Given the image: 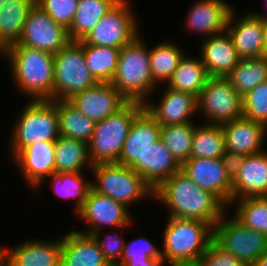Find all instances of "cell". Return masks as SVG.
I'll return each mask as SVG.
<instances>
[{
  "instance_id": "46",
  "label": "cell",
  "mask_w": 267,
  "mask_h": 266,
  "mask_svg": "<svg viewBox=\"0 0 267 266\" xmlns=\"http://www.w3.org/2000/svg\"><path fill=\"white\" fill-rule=\"evenodd\" d=\"M9 249L0 247V266H8Z\"/></svg>"
},
{
  "instance_id": "4",
  "label": "cell",
  "mask_w": 267,
  "mask_h": 266,
  "mask_svg": "<svg viewBox=\"0 0 267 266\" xmlns=\"http://www.w3.org/2000/svg\"><path fill=\"white\" fill-rule=\"evenodd\" d=\"M167 220L161 250L165 265L199 261L213 241V226L197 219Z\"/></svg>"
},
{
  "instance_id": "23",
  "label": "cell",
  "mask_w": 267,
  "mask_h": 266,
  "mask_svg": "<svg viewBox=\"0 0 267 266\" xmlns=\"http://www.w3.org/2000/svg\"><path fill=\"white\" fill-rule=\"evenodd\" d=\"M267 194V149L245 157L239 173L232 181L233 200L261 197Z\"/></svg>"
},
{
  "instance_id": "29",
  "label": "cell",
  "mask_w": 267,
  "mask_h": 266,
  "mask_svg": "<svg viewBox=\"0 0 267 266\" xmlns=\"http://www.w3.org/2000/svg\"><path fill=\"white\" fill-rule=\"evenodd\" d=\"M120 0H78L77 12L68 28L71 41L83 40L99 20Z\"/></svg>"
},
{
  "instance_id": "28",
  "label": "cell",
  "mask_w": 267,
  "mask_h": 266,
  "mask_svg": "<svg viewBox=\"0 0 267 266\" xmlns=\"http://www.w3.org/2000/svg\"><path fill=\"white\" fill-rule=\"evenodd\" d=\"M55 172H84L86 166L93 167L88 143L59 136L55 141Z\"/></svg>"
},
{
  "instance_id": "13",
  "label": "cell",
  "mask_w": 267,
  "mask_h": 266,
  "mask_svg": "<svg viewBox=\"0 0 267 266\" xmlns=\"http://www.w3.org/2000/svg\"><path fill=\"white\" fill-rule=\"evenodd\" d=\"M70 41L68 29L55 22L35 4L28 14L20 40L14 45L27 46L54 55Z\"/></svg>"
},
{
  "instance_id": "12",
  "label": "cell",
  "mask_w": 267,
  "mask_h": 266,
  "mask_svg": "<svg viewBox=\"0 0 267 266\" xmlns=\"http://www.w3.org/2000/svg\"><path fill=\"white\" fill-rule=\"evenodd\" d=\"M76 215L79 220L88 225L85 230L78 232L91 236L98 231H103L105 227L115 228L114 230L129 228L133 222L131 212L126 206L93 188Z\"/></svg>"
},
{
  "instance_id": "5",
  "label": "cell",
  "mask_w": 267,
  "mask_h": 266,
  "mask_svg": "<svg viewBox=\"0 0 267 266\" xmlns=\"http://www.w3.org/2000/svg\"><path fill=\"white\" fill-rule=\"evenodd\" d=\"M16 119L9 142L12 159L25 147L60 136L57 100H30Z\"/></svg>"
},
{
  "instance_id": "3",
  "label": "cell",
  "mask_w": 267,
  "mask_h": 266,
  "mask_svg": "<svg viewBox=\"0 0 267 266\" xmlns=\"http://www.w3.org/2000/svg\"><path fill=\"white\" fill-rule=\"evenodd\" d=\"M110 83L127 101L142 103L149 101L159 87L150 71L149 46L141 35L120 49L117 70Z\"/></svg>"
},
{
  "instance_id": "37",
  "label": "cell",
  "mask_w": 267,
  "mask_h": 266,
  "mask_svg": "<svg viewBox=\"0 0 267 266\" xmlns=\"http://www.w3.org/2000/svg\"><path fill=\"white\" fill-rule=\"evenodd\" d=\"M195 127L193 122L161 126L160 138L180 165L190 159Z\"/></svg>"
},
{
  "instance_id": "6",
  "label": "cell",
  "mask_w": 267,
  "mask_h": 266,
  "mask_svg": "<svg viewBox=\"0 0 267 266\" xmlns=\"http://www.w3.org/2000/svg\"><path fill=\"white\" fill-rule=\"evenodd\" d=\"M144 109V103L128 101L115 114L97 121L89 156L93 164L117 163L134 118Z\"/></svg>"
},
{
  "instance_id": "35",
  "label": "cell",
  "mask_w": 267,
  "mask_h": 266,
  "mask_svg": "<svg viewBox=\"0 0 267 266\" xmlns=\"http://www.w3.org/2000/svg\"><path fill=\"white\" fill-rule=\"evenodd\" d=\"M225 148L224 133L219 124H197L190 158H221Z\"/></svg>"
},
{
  "instance_id": "34",
  "label": "cell",
  "mask_w": 267,
  "mask_h": 266,
  "mask_svg": "<svg viewBox=\"0 0 267 266\" xmlns=\"http://www.w3.org/2000/svg\"><path fill=\"white\" fill-rule=\"evenodd\" d=\"M120 49L86 44L83 54L87 67L99 83H110L116 73Z\"/></svg>"
},
{
  "instance_id": "47",
  "label": "cell",
  "mask_w": 267,
  "mask_h": 266,
  "mask_svg": "<svg viewBox=\"0 0 267 266\" xmlns=\"http://www.w3.org/2000/svg\"><path fill=\"white\" fill-rule=\"evenodd\" d=\"M263 26L264 35V56H267V18H260Z\"/></svg>"
},
{
  "instance_id": "8",
  "label": "cell",
  "mask_w": 267,
  "mask_h": 266,
  "mask_svg": "<svg viewBox=\"0 0 267 266\" xmlns=\"http://www.w3.org/2000/svg\"><path fill=\"white\" fill-rule=\"evenodd\" d=\"M98 83L87 67L83 40L70 41L54 54L53 100H67Z\"/></svg>"
},
{
  "instance_id": "36",
  "label": "cell",
  "mask_w": 267,
  "mask_h": 266,
  "mask_svg": "<svg viewBox=\"0 0 267 266\" xmlns=\"http://www.w3.org/2000/svg\"><path fill=\"white\" fill-rule=\"evenodd\" d=\"M48 179H51L55 194L64 199H75V213H78L92 188V180H85L82 172H54L43 182Z\"/></svg>"
},
{
  "instance_id": "51",
  "label": "cell",
  "mask_w": 267,
  "mask_h": 266,
  "mask_svg": "<svg viewBox=\"0 0 267 266\" xmlns=\"http://www.w3.org/2000/svg\"><path fill=\"white\" fill-rule=\"evenodd\" d=\"M8 0H0V6Z\"/></svg>"
},
{
  "instance_id": "16",
  "label": "cell",
  "mask_w": 267,
  "mask_h": 266,
  "mask_svg": "<svg viewBox=\"0 0 267 266\" xmlns=\"http://www.w3.org/2000/svg\"><path fill=\"white\" fill-rule=\"evenodd\" d=\"M67 101L96 122L115 114L128 102L111 83H98L75 93Z\"/></svg>"
},
{
  "instance_id": "44",
  "label": "cell",
  "mask_w": 267,
  "mask_h": 266,
  "mask_svg": "<svg viewBox=\"0 0 267 266\" xmlns=\"http://www.w3.org/2000/svg\"><path fill=\"white\" fill-rule=\"evenodd\" d=\"M245 157V155L231 150H225L223 155L221 156L224 169L231 181H233L239 173Z\"/></svg>"
},
{
  "instance_id": "25",
  "label": "cell",
  "mask_w": 267,
  "mask_h": 266,
  "mask_svg": "<svg viewBox=\"0 0 267 266\" xmlns=\"http://www.w3.org/2000/svg\"><path fill=\"white\" fill-rule=\"evenodd\" d=\"M60 266H110L93 236L75 230L62 236Z\"/></svg>"
},
{
  "instance_id": "32",
  "label": "cell",
  "mask_w": 267,
  "mask_h": 266,
  "mask_svg": "<svg viewBox=\"0 0 267 266\" xmlns=\"http://www.w3.org/2000/svg\"><path fill=\"white\" fill-rule=\"evenodd\" d=\"M185 52L172 41H162L149 48L150 71L154 83L166 85L177 69Z\"/></svg>"
},
{
  "instance_id": "15",
  "label": "cell",
  "mask_w": 267,
  "mask_h": 266,
  "mask_svg": "<svg viewBox=\"0 0 267 266\" xmlns=\"http://www.w3.org/2000/svg\"><path fill=\"white\" fill-rule=\"evenodd\" d=\"M181 171L197 186L216 196L227 208L232 205V181L221 158H190L181 165Z\"/></svg>"
},
{
  "instance_id": "38",
  "label": "cell",
  "mask_w": 267,
  "mask_h": 266,
  "mask_svg": "<svg viewBox=\"0 0 267 266\" xmlns=\"http://www.w3.org/2000/svg\"><path fill=\"white\" fill-rule=\"evenodd\" d=\"M236 210L233 215L244 226L258 231L267 237V198L247 197L233 200Z\"/></svg>"
},
{
  "instance_id": "26",
  "label": "cell",
  "mask_w": 267,
  "mask_h": 266,
  "mask_svg": "<svg viewBox=\"0 0 267 266\" xmlns=\"http://www.w3.org/2000/svg\"><path fill=\"white\" fill-rule=\"evenodd\" d=\"M36 0H8L0 6V55L18 43L24 24Z\"/></svg>"
},
{
  "instance_id": "24",
  "label": "cell",
  "mask_w": 267,
  "mask_h": 266,
  "mask_svg": "<svg viewBox=\"0 0 267 266\" xmlns=\"http://www.w3.org/2000/svg\"><path fill=\"white\" fill-rule=\"evenodd\" d=\"M8 249V266H60L62 236L48 241L26 239Z\"/></svg>"
},
{
  "instance_id": "41",
  "label": "cell",
  "mask_w": 267,
  "mask_h": 266,
  "mask_svg": "<svg viewBox=\"0 0 267 266\" xmlns=\"http://www.w3.org/2000/svg\"><path fill=\"white\" fill-rule=\"evenodd\" d=\"M36 4L55 22L68 29L77 12L78 0H36Z\"/></svg>"
},
{
  "instance_id": "30",
  "label": "cell",
  "mask_w": 267,
  "mask_h": 266,
  "mask_svg": "<svg viewBox=\"0 0 267 266\" xmlns=\"http://www.w3.org/2000/svg\"><path fill=\"white\" fill-rule=\"evenodd\" d=\"M209 78L200 56L195 59L185 54L166 86L198 97Z\"/></svg>"
},
{
  "instance_id": "9",
  "label": "cell",
  "mask_w": 267,
  "mask_h": 266,
  "mask_svg": "<svg viewBox=\"0 0 267 266\" xmlns=\"http://www.w3.org/2000/svg\"><path fill=\"white\" fill-rule=\"evenodd\" d=\"M226 217L224 213L213 226V241L245 266H251L267 251V237L244 226L234 216Z\"/></svg>"
},
{
  "instance_id": "11",
  "label": "cell",
  "mask_w": 267,
  "mask_h": 266,
  "mask_svg": "<svg viewBox=\"0 0 267 266\" xmlns=\"http://www.w3.org/2000/svg\"><path fill=\"white\" fill-rule=\"evenodd\" d=\"M197 111L207 124H223L243 116L242 97L226 78L210 77L197 97Z\"/></svg>"
},
{
  "instance_id": "20",
  "label": "cell",
  "mask_w": 267,
  "mask_h": 266,
  "mask_svg": "<svg viewBox=\"0 0 267 266\" xmlns=\"http://www.w3.org/2000/svg\"><path fill=\"white\" fill-rule=\"evenodd\" d=\"M233 9L231 4L224 0L194 1L193 6L189 8L185 26L193 33H200L203 39L225 32Z\"/></svg>"
},
{
  "instance_id": "42",
  "label": "cell",
  "mask_w": 267,
  "mask_h": 266,
  "mask_svg": "<svg viewBox=\"0 0 267 266\" xmlns=\"http://www.w3.org/2000/svg\"><path fill=\"white\" fill-rule=\"evenodd\" d=\"M101 233L102 230L94 233L92 236L99 244L100 250L108 264L110 266H116L123 253L124 238L114 232L113 234L107 232V236L101 235Z\"/></svg>"
},
{
  "instance_id": "27",
  "label": "cell",
  "mask_w": 267,
  "mask_h": 266,
  "mask_svg": "<svg viewBox=\"0 0 267 266\" xmlns=\"http://www.w3.org/2000/svg\"><path fill=\"white\" fill-rule=\"evenodd\" d=\"M181 170V165L159 138L143 156V179L155 190L164 180Z\"/></svg>"
},
{
  "instance_id": "19",
  "label": "cell",
  "mask_w": 267,
  "mask_h": 266,
  "mask_svg": "<svg viewBox=\"0 0 267 266\" xmlns=\"http://www.w3.org/2000/svg\"><path fill=\"white\" fill-rule=\"evenodd\" d=\"M161 100L156 104L144 103V109L160 126L193 122L192 114L197 112V97L191 93L173 90L166 85Z\"/></svg>"
},
{
  "instance_id": "22",
  "label": "cell",
  "mask_w": 267,
  "mask_h": 266,
  "mask_svg": "<svg viewBox=\"0 0 267 266\" xmlns=\"http://www.w3.org/2000/svg\"><path fill=\"white\" fill-rule=\"evenodd\" d=\"M200 58L209 77L226 78L240 60L227 31L202 40Z\"/></svg>"
},
{
  "instance_id": "48",
  "label": "cell",
  "mask_w": 267,
  "mask_h": 266,
  "mask_svg": "<svg viewBox=\"0 0 267 266\" xmlns=\"http://www.w3.org/2000/svg\"><path fill=\"white\" fill-rule=\"evenodd\" d=\"M251 266H267V251H265Z\"/></svg>"
},
{
  "instance_id": "31",
  "label": "cell",
  "mask_w": 267,
  "mask_h": 266,
  "mask_svg": "<svg viewBox=\"0 0 267 266\" xmlns=\"http://www.w3.org/2000/svg\"><path fill=\"white\" fill-rule=\"evenodd\" d=\"M59 134L64 138L88 143L94 133L96 121L82 114L67 100H57Z\"/></svg>"
},
{
  "instance_id": "39",
  "label": "cell",
  "mask_w": 267,
  "mask_h": 266,
  "mask_svg": "<svg viewBox=\"0 0 267 266\" xmlns=\"http://www.w3.org/2000/svg\"><path fill=\"white\" fill-rule=\"evenodd\" d=\"M243 116L267 127V80L242 97Z\"/></svg>"
},
{
  "instance_id": "49",
  "label": "cell",
  "mask_w": 267,
  "mask_h": 266,
  "mask_svg": "<svg viewBox=\"0 0 267 266\" xmlns=\"http://www.w3.org/2000/svg\"><path fill=\"white\" fill-rule=\"evenodd\" d=\"M169 266H201L199 261L196 262H179V263H174Z\"/></svg>"
},
{
  "instance_id": "40",
  "label": "cell",
  "mask_w": 267,
  "mask_h": 266,
  "mask_svg": "<svg viewBox=\"0 0 267 266\" xmlns=\"http://www.w3.org/2000/svg\"><path fill=\"white\" fill-rule=\"evenodd\" d=\"M149 258L163 259L162 252L151 240L140 236L128 243L124 242L123 253L116 266H124L127 262L147 261Z\"/></svg>"
},
{
  "instance_id": "33",
  "label": "cell",
  "mask_w": 267,
  "mask_h": 266,
  "mask_svg": "<svg viewBox=\"0 0 267 266\" xmlns=\"http://www.w3.org/2000/svg\"><path fill=\"white\" fill-rule=\"evenodd\" d=\"M232 87L243 97L255 86L267 80V56L240 59L226 76Z\"/></svg>"
},
{
  "instance_id": "10",
  "label": "cell",
  "mask_w": 267,
  "mask_h": 266,
  "mask_svg": "<svg viewBox=\"0 0 267 266\" xmlns=\"http://www.w3.org/2000/svg\"><path fill=\"white\" fill-rule=\"evenodd\" d=\"M132 9L129 0H120L99 20L83 41L86 44L118 49L126 46L141 34L137 16Z\"/></svg>"
},
{
  "instance_id": "45",
  "label": "cell",
  "mask_w": 267,
  "mask_h": 266,
  "mask_svg": "<svg viewBox=\"0 0 267 266\" xmlns=\"http://www.w3.org/2000/svg\"><path fill=\"white\" fill-rule=\"evenodd\" d=\"M163 259L149 258L147 261L127 262L124 266H164Z\"/></svg>"
},
{
  "instance_id": "7",
  "label": "cell",
  "mask_w": 267,
  "mask_h": 266,
  "mask_svg": "<svg viewBox=\"0 0 267 266\" xmlns=\"http://www.w3.org/2000/svg\"><path fill=\"white\" fill-rule=\"evenodd\" d=\"M91 171L95 179L92 180V188L128 209L132 202L137 203L147 196L154 197L152 187L131 167L117 163H97Z\"/></svg>"
},
{
  "instance_id": "43",
  "label": "cell",
  "mask_w": 267,
  "mask_h": 266,
  "mask_svg": "<svg viewBox=\"0 0 267 266\" xmlns=\"http://www.w3.org/2000/svg\"><path fill=\"white\" fill-rule=\"evenodd\" d=\"M201 266H245L231 253L224 251L212 241L199 260Z\"/></svg>"
},
{
  "instance_id": "50",
  "label": "cell",
  "mask_w": 267,
  "mask_h": 266,
  "mask_svg": "<svg viewBox=\"0 0 267 266\" xmlns=\"http://www.w3.org/2000/svg\"><path fill=\"white\" fill-rule=\"evenodd\" d=\"M266 2H265V4H266V6H267V0H265ZM266 12V10L264 11V13H258V12H253V11H251V13L252 14H254L255 16H257V17H259V18H267V12Z\"/></svg>"
},
{
  "instance_id": "14",
  "label": "cell",
  "mask_w": 267,
  "mask_h": 266,
  "mask_svg": "<svg viewBox=\"0 0 267 266\" xmlns=\"http://www.w3.org/2000/svg\"><path fill=\"white\" fill-rule=\"evenodd\" d=\"M161 126L143 109L133 120L117 164L131 167L143 178V156L160 138Z\"/></svg>"
},
{
  "instance_id": "17",
  "label": "cell",
  "mask_w": 267,
  "mask_h": 266,
  "mask_svg": "<svg viewBox=\"0 0 267 266\" xmlns=\"http://www.w3.org/2000/svg\"><path fill=\"white\" fill-rule=\"evenodd\" d=\"M55 141L36 142L22 149L13 159L31 190H38L43 181L55 172Z\"/></svg>"
},
{
  "instance_id": "2",
  "label": "cell",
  "mask_w": 267,
  "mask_h": 266,
  "mask_svg": "<svg viewBox=\"0 0 267 266\" xmlns=\"http://www.w3.org/2000/svg\"><path fill=\"white\" fill-rule=\"evenodd\" d=\"M1 54L10 62L17 89L29 100H53V54L22 45H11Z\"/></svg>"
},
{
  "instance_id": "18",
  "label": "cell",
  "mask_w": 267,
  "mask_h": 266,
  "mask_svg": "<svg viewBox=\"0 0 267 266\" xmlns=\"http://www.w3.org/2000/svg\"><path fill=\"white\" fill-rule=\"evenodd\" d=\"M233 9L229 16L226 31L240 59L259 58L264 56V35L262 21L250 11L239 19Z\"/></svg>"
},
{
  "instance_id": "1",
  "label": "cell",
  "mask_w": 267,
  "mask_h": 266,
  "mask_svg": "<svg viewBox=\"0 0 267 266\" xmlns=\"http://www.w3.org/2000/svg\"><path fill=\"white\" fill-rule=\"evenodd\" d=\"M154 197L166 205L169 217L197 219L214 226L227 213L216 196L197 186L181 170L164 180L154 190Z\"/></svg>"
},
{
  "instance_id": "21",
  "label": "cell",
  "mask_w": 267,
  "mask_h": 266,
  "mask_svg": "<svg viewBox=\"0 0 267 266\" xmlns=\"http://www.w3.org/2000/svg\"><path fill=\"white\" fill-rule=\"evenodd\" d=\"M224 133L226 150L245 156L264 151L267 127L244 116L220 124Z\"/></svg>"
}]
</instances>
